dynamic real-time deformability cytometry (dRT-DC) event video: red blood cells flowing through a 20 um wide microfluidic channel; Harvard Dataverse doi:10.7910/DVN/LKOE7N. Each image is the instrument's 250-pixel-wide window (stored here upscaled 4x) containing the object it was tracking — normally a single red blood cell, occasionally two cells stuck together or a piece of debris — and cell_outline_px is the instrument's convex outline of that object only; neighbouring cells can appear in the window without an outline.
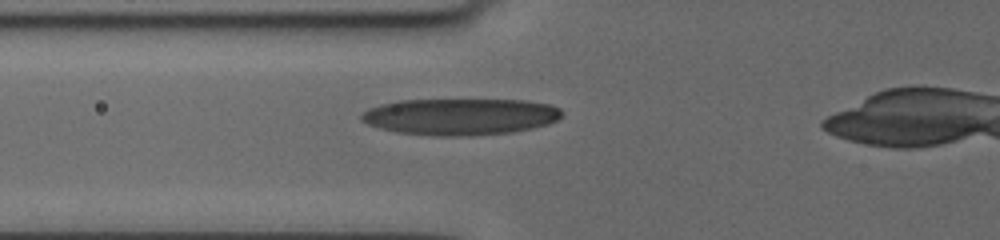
{"species": "human", "species_latin": "Homo sapiens", "temperature_condition": "cold", "stored_images_in_passage": 18, "camera_frame_rate_fps": 3000, "um_per_image_px": 0.085, "donor": {"sex": "female"}, "frame": {"image": 1, "passage_image": 8, "time_ms": 2.333, "image_size_px": [1000, 240], "cell_outline_px": [[560, 116], [556, 120], [548, 124], [532, 128], [512, 132], [468, 136], [432, 136], [400, 132], [380, 128], [368, 124], [360, 120], [360, 116], [364, 112], [372, 108], [384, 104], [400, 100], [524, 100], [548, 104], [560, 108]], "centroid_in_image_um": [39.13, 9.92], "position_along_channel_um": 86.7, "area_um2": 42.43}}
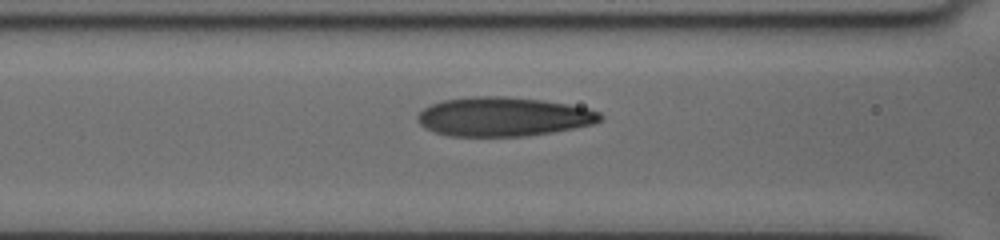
{"frame": {"image": 2, "passage_image": 10, "time_ms": 3.333, "image_size_px": [1000, 240], "cell_outline_px": [[604, 116], [600, 120], [592, 124], [552, 132], [524, 136], [448, 136], [424, 128], [416, 120], [416, 116], [424, 108], [432, 104], [444, 100], [472, 96], [508, 96], [540, 100], [568, 104], [588, 108], [600, 112]], "centroid_in_image_um": [42.76, 9.91], "position_along_channel_um": 123.8, "area_um2": 41.62}}
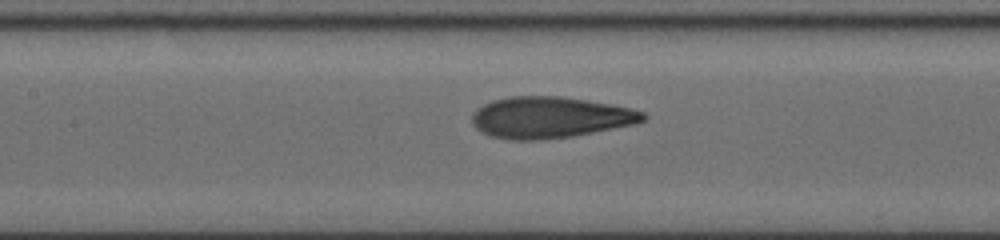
{"frame": {"image": 3, "passage_image": 15, "time_ms": 4.333, "image_size_px": [1000, 240], "cell_outline_px": [[648, 116], [644, 120], [636, 124], [572, 136], [540, 140], [508, 140], [488, 136], [480, 132], [472, 124], [472, 116], [476, 108], [492, 100], [512, 96], [560, 96], [632, 108], [644, 112]], "centroid_in_image_um": [46.72, 9.99], "position_along_channel_um": 160.7, "area_um2": 41.33}}